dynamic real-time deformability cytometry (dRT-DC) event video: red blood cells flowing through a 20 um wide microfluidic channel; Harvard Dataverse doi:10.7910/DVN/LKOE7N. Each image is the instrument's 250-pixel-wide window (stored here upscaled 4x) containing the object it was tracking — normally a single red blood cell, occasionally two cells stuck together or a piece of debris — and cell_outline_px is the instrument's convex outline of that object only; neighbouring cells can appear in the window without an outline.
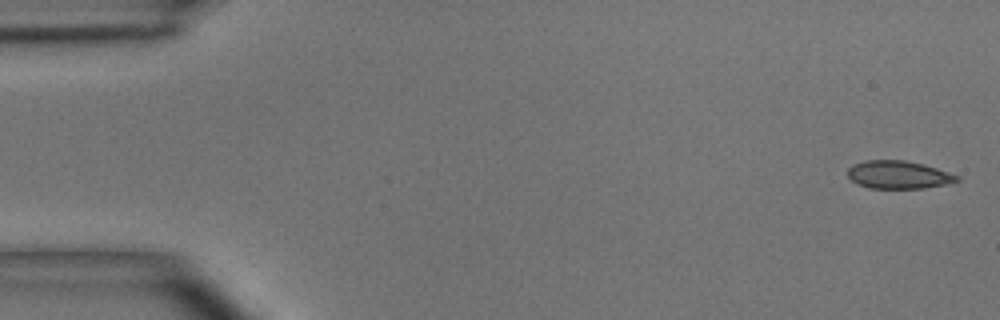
{"species": "common noctule bat (a hibernating species)", "species_latin": "Nyctalus noctula", "temperature_condition": "room temperature", "stored_images_in_passage": 6, "camera_frame_rate_fps": 3000, "um_per_image_px": 0.085, "animal": {"sex": "male", "body_mass_g": 15.6}, "frame": {"image": 1, "passage_image": 1, "time_ms": 0.0, "image_size_px": [1000, 320], "cell_outline_px": [[960, 180], [948, 184], [924, 188], [868, 188], [856, 184], [848, 176], [848, 168], [852, 164], [864, 160], [904, 160], [924, 164], [960, 176]], "centroid_in_image_um": [76.36, 14.85], "position_along_channel_um": 8.6, "area_um2": 17.92}}
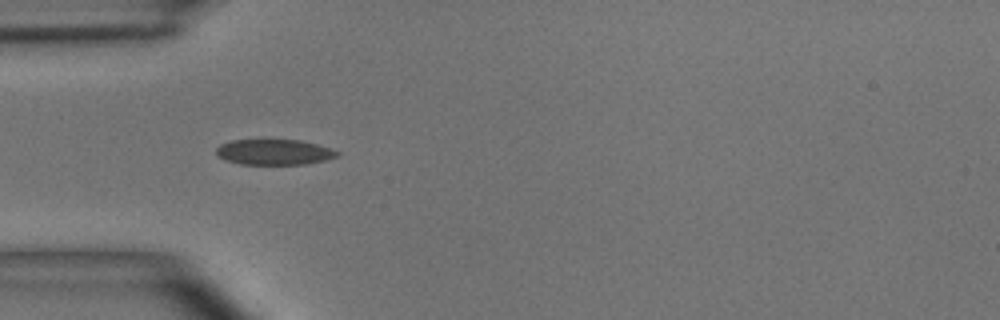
{"frame": {"image": 2, "passage_image": 5, "time_ms": 4.667, "image_size_px": [1000, 320], "cell_outline_px": [[340, 152], [336, 156], [324, 160], [308, 164], [240, 164], [216, 156], [216, 148], [220, 144], [232, 140], [300, 140], [316, 144]], "centroid_in_image_um": [23.26, 12.92], "position_along_channel_um": 61.7, "area_um2": 17.8}}
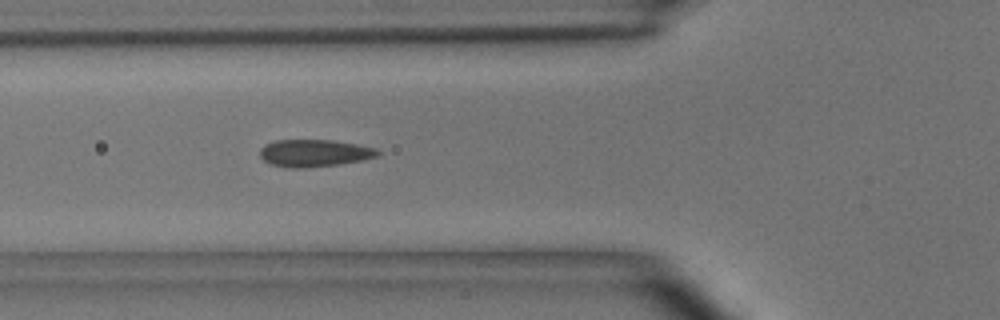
{"frame": {"image": 3, "passage_image": 6, "time_ms": 5.667, "image_size_px": [1000, 320], "cell_outline_px": [[380, 152], [376, 156], [360, 160], [340, 164], [304, 168], [292, 168], [268, 164], [260, 156], [260, 148], [264, 144], [276, 140], [332, 140], [356, 144], [376, 148]], "centroid_in_image_um": [26.66, 13.01], "position_along_channel_um": 99.1, "area_um2": 18.67}}